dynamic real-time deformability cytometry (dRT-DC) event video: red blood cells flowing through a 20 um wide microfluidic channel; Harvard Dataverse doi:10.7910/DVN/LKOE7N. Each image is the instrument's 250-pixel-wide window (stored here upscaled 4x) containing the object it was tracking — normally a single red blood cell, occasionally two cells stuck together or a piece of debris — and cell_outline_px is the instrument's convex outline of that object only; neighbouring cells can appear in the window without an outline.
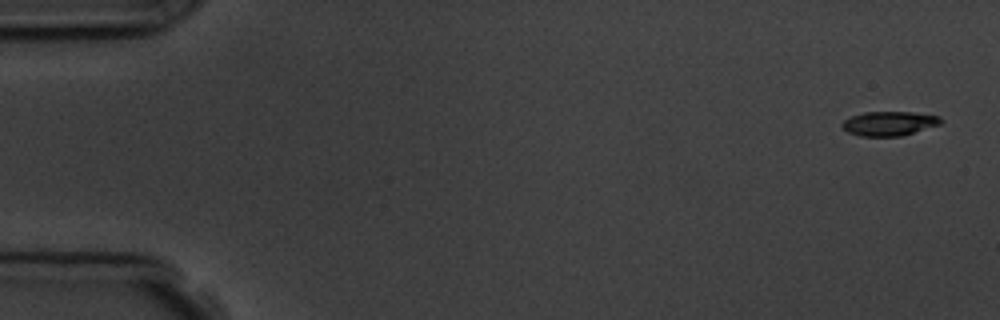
{"species": "common noctule bat (a hibernating species)", "species_latin": "Nyctalus noctula", "temperature_condition": "room temperature", "stored_images_in_passage": 5, "camera_frame_rate_fps": 3000, "um_per_image_px": 0.085, "animal": {"sex": "male", "body_mass_g": 19.5, "forearm_length_mm": 54.6}, "frame": {"image": 1, "passage_image": 1, "time_ms": 0.0, "image_size_px": [1000, 320], "cell_outline_px": [[944, 120], [940, 124], [900, 136], [860, 136], [848, 132], [840, 124], [844, 120], [852, 116], [864, 112], [912, 112], [940, 116]], "centroid_in_image_um": [75.58, 10.49], "position_along_channel_um": 9.4, "area_um2": 13.87}}
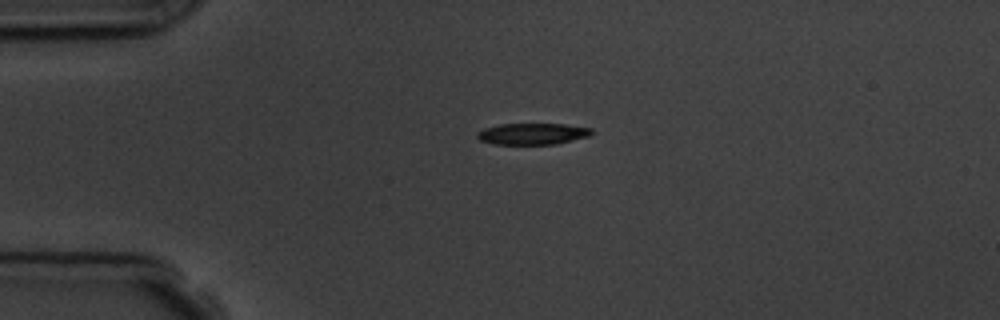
{"frame": {"image": 2, "passage_image": 4, "time_ms": 3.667, "image_size_px": [1000, 320], "cell_outline_px": [[592, 132], [588, 136], [556, 144], [496, 144], [480, 140], [476, 136], [476, 132], [484, 128], [500, 124], [564, 124], [592, 128]], "centroid_in_image_um": [45.24, 11.37], "position_along_channel_um": 39.8, "area_um2": 14.16}}